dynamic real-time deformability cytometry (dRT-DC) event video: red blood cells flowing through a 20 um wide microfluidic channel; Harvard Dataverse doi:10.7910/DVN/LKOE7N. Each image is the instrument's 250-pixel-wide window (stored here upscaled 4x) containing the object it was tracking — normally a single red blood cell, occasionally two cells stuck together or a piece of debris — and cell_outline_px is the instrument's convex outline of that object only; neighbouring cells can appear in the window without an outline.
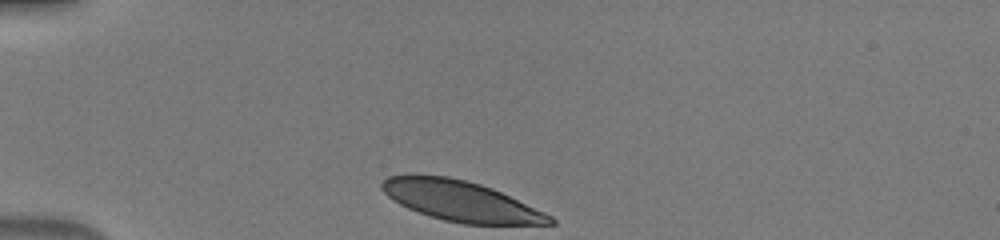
{"species": "human", "species_latin": "Homo sapiens", "temperature_condition": "warm", "stored_images_in_passage": 32, "camera_frame_rate_fps": 3000, "um_per_image_px": 0.085, "donor": {"sex": "male"}, "frame": {"image": 1, "passage_image": 1, "time_ms": 0.0, "image_size_px": [1000, 240], "cell_outline_px": [[556, 224], [464, 224], [444, 220], [408, 208], [392, 200], [380, 188], [380, 184], [388, 176], [448, 176], [480, 184], [492, 188], [544, 212], [552, 216], [556, 220]], "centroid_in_image_um": [39.19, 17.1], "position_along_channel_um": 45.8, "area_um2": 38.78}}
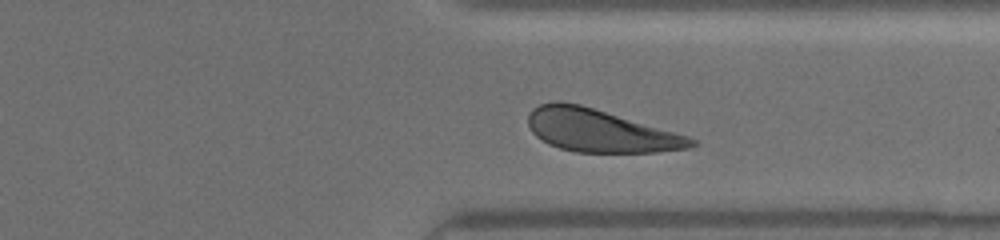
{"frame": {"image": 2, "passage_image": 27, "time_ms": 8.667, "image_size_px": [1000, 240], "cell_outline_px": [[696, 144], [692, 148], [656, 152], [576, 152], [560, 148], [548, 144], [536, 136], [532, 132], [528, 124], [528, 116], [532, 108], [540, 104], [552, 100], [560, 100], [580, 104], [688, 136], [696, 140]], "centroid_in_image_um": [50.96, 11.1], "position_along_channel_um": 360.4, "area_um2": 40.46}}
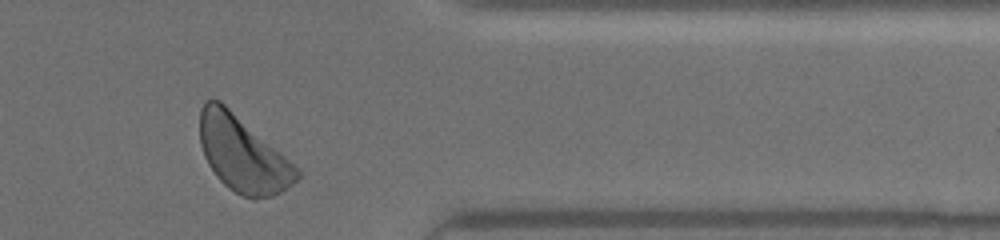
{"frame": {"image": 3, "passage_image": 30, "time_ms": 9.667, "image_size_px": [1000, 240], "cell_outline_px": [[300, 176], [292, 184], [280, 192], [272, 196], [252, 200], [240, 196], [228, 188], [216, 176], [208, 164], [204, 156], [200, 144], [200, 108], [208, 100], [220, 100], [300, 168]], "centroid_in_image_um": [20.64, 13.13], "position_along_channel_um": 390.8, "area_um2": 42.77}}